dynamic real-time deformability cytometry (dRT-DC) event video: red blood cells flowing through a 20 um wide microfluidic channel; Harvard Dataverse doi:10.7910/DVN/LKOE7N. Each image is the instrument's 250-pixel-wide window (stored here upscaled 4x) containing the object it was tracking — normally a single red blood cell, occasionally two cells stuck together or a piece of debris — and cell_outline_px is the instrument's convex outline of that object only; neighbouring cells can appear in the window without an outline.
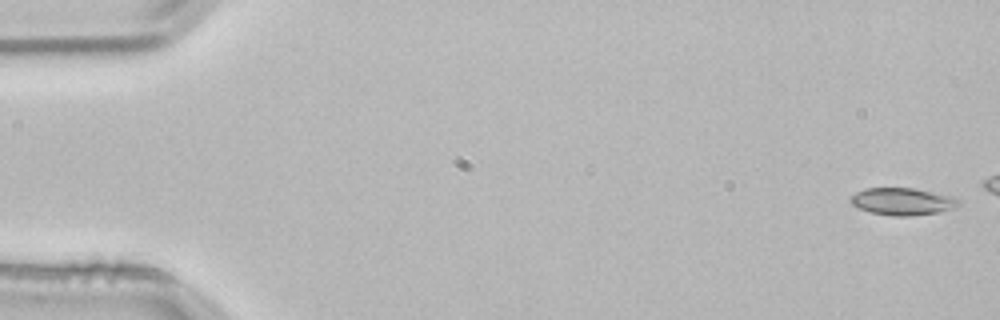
{"species": "common noctule bat (a hibernating species)", "species_latin": "Nyctalus noctula", "temperature_condition": "room temperature", "stored_images_in_passage": 4, "camera_frame_rate_fps": 3000, "um_per_image_px": 0.085, "animal": {"sex": "male", "body_mass_g": 21.5, "forearm_length_mm": 52.0}, "frame": {"image": 1, "passage_image": 1, "time_ms": 0.0, "image_size_px": [1000, 320], "cell_outline_px": [[960, 204], [940, 212], [912, 216], [892, 216], [868, 212], [852, 204], [848, 200], [856, 192], [864, 188], [912, 188], [952, 196], [960, 200]], "centroid_in_image_um": [76.68, 17.13], "position_along_channel_um": 8.3, "area_um2": 17.11}}